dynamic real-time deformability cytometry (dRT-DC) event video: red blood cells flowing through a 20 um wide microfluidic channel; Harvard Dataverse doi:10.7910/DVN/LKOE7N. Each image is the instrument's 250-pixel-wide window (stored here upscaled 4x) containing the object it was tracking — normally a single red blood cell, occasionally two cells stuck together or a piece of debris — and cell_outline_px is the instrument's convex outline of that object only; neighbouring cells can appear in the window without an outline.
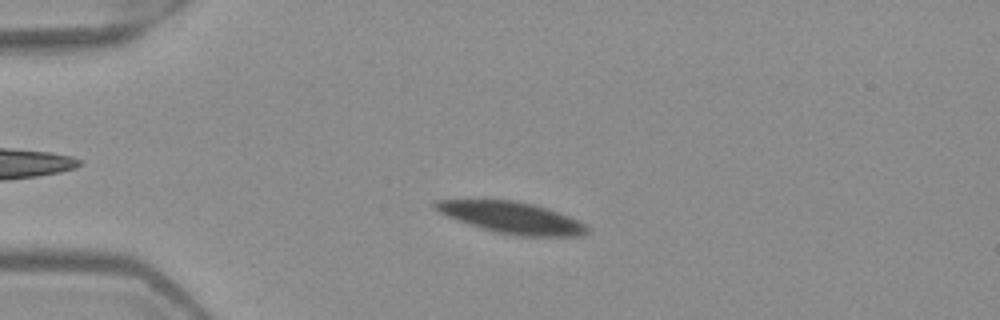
{"species": "Egyptian fruit bat (a non-hibernating species)", "species_latin": "Rousettus aegyptiacus", "temperature_condition": "warm", "stored_images_in_passage": 5, "camera_frame_rate_fps": 3000, "um_per_image_px": 0.085, "frame": {"image": 1, "passage_image": 3, "time_ms": 0.667, "image_size_px": [1000, 320], "cell_outline_px": [[588, 232], [580, 236], [520, 236], [496, 232], [480, 228], [448, 216], [432, 208], [432, 204], [436, 200], [516, 200], [532, 204], [560, 212], [588, 224]], "centroid_in_image_um": [43.54, 18.5], "position_along_channel_um": 41.5, "area_um2": 27.86}}
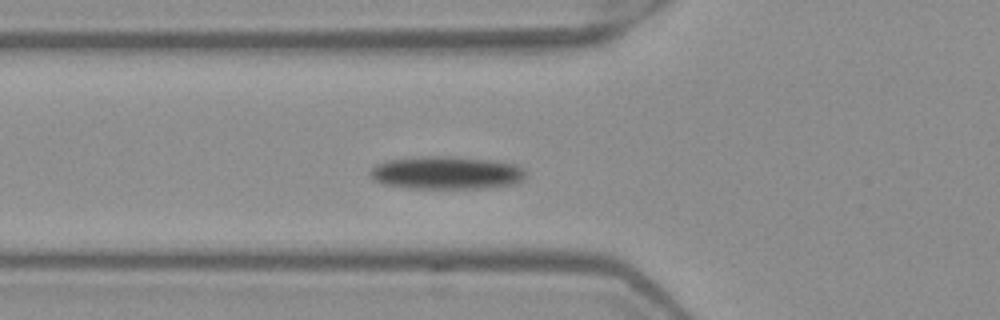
{"frame": {"image": 2, "passage_image": 5, "time_ms": 1.333, "image_size_px": [1000, 320], "cell_outline_px": [[524, 180], [516, 184], [484, 188], [408, 188], [380, 184], [372, 180], [368, 176], [368, 172], [376, 164], [388, 160], [420, 156], [456, 156], [492, 160], [520, 164], [524, 168]], "centroid_in_image_um": [37.93, 14.68], "position_along_channel_um": 87.9, "area_um2": 30.52}}